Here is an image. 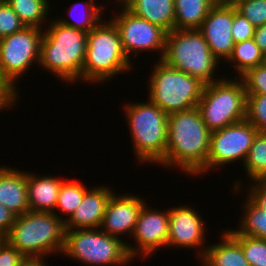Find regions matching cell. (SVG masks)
I'll list each match as a JSON object with an SVG mask.
<instances>
[{"label": "cell", "instance_id": "cell-1", "mask_svg": "<svg viewBox=\"0 0 266 266\" xmlns=\"http://www.w3.org/2000/svg\"><path fill=\"white\" fill-rule=\"evenodd\" d=\"M211 133L197 107L169 114L167 149L159 164L165 168L176 166L188 176L203 175L206 172Z\"/></svg>", "mask_w": 266, "mask_h": 266}, {"label": "cell", "instance_id": "cell-2", "mask_svg": "<svg viewBox=\"0 0 266 266\" xmlns=\"http://www.w3.org/2000/svg\"><path fill=\"white\" fill-rule=\"evenodd\" d=\"M40 44L38 66L62 82L82 80L86 56L87 32L65 26L56 19L47 24Z\"/></svg>", "mask_w": 266, "mask_h": 266}, {"label": "cell", "instance_id": "cell-3", "mask_svg": "<svg viewBox=\"0 0 266 266\" xmlns=\"http://www.w3.org/2000/svg\"><path fill=\"white\" fill-rule=\"evenodd\" d=\"M133 63L126 55L119 32L110 20L100 21L87 32L86 56L82 69V80L87 83H102L117 74L131 71Z\"/></svg>", "mask_w": 266, "mask_h": 266}, {"label": "cell", "instance_id": "cell-4", "mask_svg": "<svg viewBox=\"0 0 266 266\" xmlns=\"http://www.w3.org/2000/svg\"><path fill=\"white\" fill-rule=\"evenodd\" d=\"M149 102H129L123 108L134 154L138 162L159 164L165 157L168 141V114Z\"/></svg>", "mask_w": 266, "mask_h": 266}, {"label": "cell", "instance_id": "cell-5", "mask_svg": "<svg viewBox=\"0 0 266 266\" xmlns=\"http://www.w3.org/2000/svg\"><path fill=\"white\" fill-rule=\"evenodd\" d=\"M65 221L54 213L28 211L16 217L4 238L25 257L62 253Z\"/></svg>", "mask_w": 266, "mask_h": 266}, {"label": "cell", "instance_id": "cell-6", "mask_svg": "<svg viewBox=\"0 0 266 266\" xmlns=\"http://www.w3.org/2000/svg\"><path fill=\"white\" fill-rule=\"evenodd\" d=\"M162 61L204 84L218 81L213 77L220 62L198 29H174L167 33Z\"/></svg>", "mask_w": 266, "mask_h": 266}, {"label": "cell", "instance_id": "cell-7", "mask_svg": "<svg viewBox=\"0 0 266 266\" xmlns=\"http://www.w3.org/2000/svg\"><path fill=\"white\" fill-rule=\"evenodd\" d=\"M149 98L168 115L197 107L204 83L158 60L148 81Z\"/></svg>", "mask_w": 266, "mask_h": 266}, {"label": "cell", "instance_id": "cell-8", "mask_svg": "<svg viewBox=\"0 0 266 266\" xmlns=\"http://www.w3.org/2000/svg\"><path fill=\"white\" fill-rule=\"evenodd\" d=\"M123 241L100 228L66 230L61 254L86 266H125L136 256H130Z\"/></svg>", "mask_w": 266, "mask_h": 266}, {"label": "cell", "instance_id": "cell-9", "mask_svg": "<svg viewBox=\"0 0 266 266\" xmlns=\"http://www.w3.org/2000/svg\"><path fill=\"white\" fill-rule=\"evenodd\" d=\"M224 77L204 85L197 105L211 132L246 119L247 93L244 82L236 76L232 80Z\"/></svg>", "mask_w": 266, "mask_h": 266}, {"label": "cell", "instance_id": "cell-10", "mask_svg": "<svg viewBox=\"0 0 266 266\" xmlns=\"http://www.w3.org/2000/svg\"><path fill=\"white\" fill-rule=\"evenodd\" d=\"M43 31L38 27L25 26L0 39V75L17 92L16 81L30 70L31 65L39 63Z\"/></svg>", "mask_w": 266, "mask_h": 266}, {"label": "cell", "instance_id": "cell-11", "mask_svg": "<svg viewBox=\"0 0 266 266\" xmlns=\"http://www.w3.org/2000/svg\"><path fill=\"white\" fill-rule=\"evenodd\" d=\"M258 132L246 119L213 131L206 160V172L218 166L234 163L236 160L243 161V164Z\"/></svg>", "mask_w": 266, "mask_h": 266}, {"label": "cell", "instance_id": "cell-12", "mask_svg": "<svg viewBox=\"0 0 266 266\" xmlns=\"http://www.w3.org/2000/svg\"><path fill=\"white\" fill-rule=\"evenodd\" d=\"M120 12L112 16L111 21L116 26L123 49L130 59L131 54L138 56L140 52L159 51V60H162L165 52L167 32L160 26L139 18L128 11L123 5H119Z\"/></svg>", "mask_w": 266, "mask_h": 266}, {"label": "cell", "instance_id": "cell-13", "mask_svg": "<svg viewBox=\"0 0 266 266\" xmlns=\"http://www.w3.org/2000/svg\"><path fill=\"white\" fill-rule=\"evenodd\" d=\"M144 204L136 222L133 238L134 245L128 244L130 256L149 257L160 248L167 247L169 236V209L165 211L152 210ZM137 244V247H136ZM137 254L140 256H137ZM142 254V255H141Z\"/></svg>", "mask_w": 266, "mask_h": 266}, {"label": "cell", "instance_id": "cell-14", "mask_svg": "<svg viewBox=\"0 0 266 266\" xmlns=\"http://www.w3.org/2000/svg\"><path fill=\"white\" fill-rule=\"evenodd\" d=\"M200 216L198 210L195 211L189 206L171 207L167 247L197 248L196 253L199 254L196 257L201 260L207 250V246L203 247V242L207 240L205 238L207 227Z\"/></svg>", "mask_w": 266, "mask_h": 266}, {"label": "cell", "instance_id": "cell-15", "mask_svg": "<svg viewBox=\"0 0 266 266\" xmlns=\"http://www.w3.org/2000/svg\"><path fill=\"white\" fill-rule=\"evenodd\" d=\"M232 24L233 7L218 1L198 29L219 62H226L232 54L235 45L231 34Z\"/></svg>", "mask_w": 266, "mask_h": 266}, {"label": "cell", "instance_id": "cell-16", "mask_svg": "<svg viewBox=\"0 0 266 266\" xmlns=\"http://www.w3.org/2000/svg\"><path fill=\"white\" fill-rule=\"evenodd\" d=\"M145 200L133 194H112L100 226L103 232L119 238V235L132 236Z\"/></svg>", "mask_w": 266, "mask_h": 266}, {"label": "cell", "instance_id": "cell-17", "mask_svg": "<svg viewBox=\"0 0 266 266\" xmlns=\"http://www.w3.org/2000/svg\"><path fill=\"white\" fill-rule=\"evenodd\" d=\"M243 204V216L236 230L228 229L231 235H247L266 239V180H253Z\"/></svg>", "mask_w": 266, "mask_h": 266}, {"label": "cell", "instance_id": "cell-18", "mask_svg": "<svg viewBox=\"0 0 266 266\" xmlns=\"http://www.w3.org/2000/svg\"><path fill=\"white\" fill-rule=\"evenodd\" d=\"M99 186L86 191L81 204L65 221L66 230L100 228L109 199L115 192L110 187Z\"/></svg>", "mask_w": 266, "mask_h": 266}, {"label": "cell", "instance_id": "cell-19", "mask_svg": "<svg viewBox=\"0 0 266 266\" xmlns=\"http://www.w3.org/2000/svg\"><path fill=\"white\" fill-rule=\"evenodd\" d=\"M0 204L17 216L30 210L27 195V171L0 167Z\"/></svg>", "mask_w": 266, "mask_h": 266}, {"label": "cell", "instance_id": "cell-20", "mask_svg": "<svg viewBox=\"0 0 266 266\" xmlns=\"http://www.w3.org/2000/svg\"><path fill=\"white\" fill-rule=\"evenodd\" d=\"M64 180L51 175L38 177L27 171V195L30 211L54 213L59 189Z\"/></svg>", "mask_w": 266, "mask_h": 266}, {"label": "cell", "instance_id": "cell-21", "mask_svg": "<svg viewBox=\"0 0 266 266\" xmlns=\"http://www.w3.org/2000/svg\"><path fill=\"white\" fill-rule=\"evenodd\" d=\"M122 5L135 16L160 26L167 33L175 29L174 0H126Z\"/></svg>", "mask_w": 266, "mask_h": 266}, {"label": "cell", "instance_id": "cell-22", "mask_svg": "<svg viewBox=\"0 0 266 266\" xmlns=\"http://www.w3.org/2000/svg\"><path fill=\"white\" fill-rule=\"evenodd\" d=\"M219 243L207 246L203 258L199 261L203 266H250L246 260L240 243L224 230Z\"/></svg>", "mask_w": 266, "mask_h": 266}, {"label": "cell", "instance_id": "cell-23", "mask_svg": "<svg viewBox=\"0 0 266 266\" xmlns=\"http://www.w3.org/2000/svg\"><path fill=\"white\" fill-rule=\"evenodd\" d=\"M218 0H174L175 29H199Z\"/></svg>", "mask_w": 266, "mask_h": 266}, {"label": "cell", "instance_id": "cell-24", "mask_svg": "<svg viewBox=\"0 0 266 266\" xmlns=\"http://www.w3.org/2000/svg\"><path fill=\"white\" fill-rule=\"evenodd\" d=\"M77 6L84 7V9L81 8L83 12H80L82 14H78L79 15V16L77 15L78 17L75 16L77 14L76 12H79L77 11L78 8ZM69 7L71 9L69 10L71 13L68 11V13L70 14L68 16L72 18V21L71 19H68V17L65 19L60 17L56 18V20L65 26L84 30L86 32L91 31L100 21H102L104 14V12L102 11L105 10L101 4L100 6H98L95 0H86V1L81 0L71 4Z\"/></svg>", "mask_w": 266, "mask_h": 266}, {"label": "cell", "instance_id": "cell-25", "mask_svg": "<svg viewBox=\"0 0 266 266\" xmlns=\"http://www.w3.org/2000/svg\"><path fill=\"white\" fill-rule=\"evenodd\" d=\"M229 62L235 68L239 78L248 70L265 63V55L262 53L254 39L238 42L234 45L231 56L225 62Z\"/></svg>", "mask_w": 266, "mask_h": 266}, {"label": "cell", "instance_id": "cell-26", "mask_svg": "<svg viewBox=\"0 0 266 266\" xmlns=\"http://www.w3.org/2000/svg\"><path fill=\"white\" fill-rule=\"evenodd\" d=\"M25 26L42 28L50 11L49 0H5ZM50 5V6H49ZM43 21V22H42ZM44 23V24H43Z\"/></svg>", "mask_w": 266, "mask_h": 266}, {"label": "cell", "instance_id": "cell-27", "mask_svg": "<svg viewBox=\"0 0 266 266\" xmlns=\"http://www.w3.org/2000/svg\"><path fill=\"white\" fill-rule=\"evenodd\" d=\"M83 183H79L76 180L65 179L59 189L58 200L54 211V214L58 216L61 220L66 221L75 212L76 208L81 204L84 198V194L88 190ZM60 211L57 214L56 212ZM63 213V214H62ZM64 213L67 217H63Z\"/></svg>", "mask_w": 266, "mask_h": 266}, {"label": "cell", "instance_id": "cell-28", "mask_svg": "<svg viewBox=\"0 0 266 266\" xmlns=\"http://www.w3.org/2000/svg\"><path fill=\"white\" fill-rule=\"evenodd\" d=\"M250 181L266 180V132H258L242 165Z\"/></svg>", "mask_w": 266, "mask_h": 266}, {"label": "cell", "instance_id": "cell-29", "mask_svg": "<svg viewBox=\"0 0 266 266\" xmlns=\"http://www.w3.org/2000/svg\"><path fill=\"white\" fill-rule=\"evenodd\" d=\"M241 245L250 266H266V239L232 235Z\"/></svg>", "mask_w": 266, "mask_h": 266}, {"label": "cell", "instance_id": "cell-30", "mask_svg": "<svg viewBox=\"0 0 266 266\" xmlns=\"http://www.w3.org/2000/svg\"><path fill=\"white\" fill-rule=\"evenodd\" d=\"M246 120L259 132H266V94L247 95Z\"/></svg>", "mask_w": 266, "mask_h": 266}, {"label": "cell", "instance_id": "cell-31", "mask_svg": "<svg viewBox=\"0 0 266 266\" xmlns=\"http://www.w3.org/2000/svg\"><path fill=\"white\" fill-rule=\"evenodd\" d=\"M254 27L266 24V0H247L235 6Z\"/></svg>", "mask_w": 266, "mask_h": 266}, {"label": "cell", "instance_id": "cell-32", "mask_svg": "<svg viewBox=\"0 0 266 266\" xmlns=\"http://www.w3.org/2000/svg\"><path fill=\"white\" fill-rule=\"evenodd\" d=\"M247 95L266 94V63L248 70L240 77Z\"/></svg>", "mask_w": 266, "mask_h": 266}, {"label": "cell", "instance_id": "cell-33", "mask_svg": "<svg viewBox=\"0 0 266 266\" xmlns=\"http://www.w3.org/2000/svg\"><path fill=\"white\" fill-rule=\"evenodd\" d=\"M24 27V23L12 7L5 0H0V39L20 31Z\"/></svg>", "mask_w": 266, "mask_h": 266}, {"label": "cell", "instance_id": "cell-34", "mask_svg": "<svg viewBox=\"0 0 266 266\" xmlns=\"http://www.w3.org/2000/svg\"><path fill=\"white\" fill-rule=\"evenodd\" d=\"M255 28L243 15L233 7L232 38L234 43L250 40L253 38Z\"/></svg>", "mask_w": 266, "mask_h": 266}, {"label": "cell", "instance_id": "cell-35", "mask_svg": "<svg viewBox=\"0 0 266 266\" xmlns=\"http://www.w3.org/2000/svg\"><path fill=\"white\" fill-rule=\"evenodd\" d=\"M25 256L5 239L0 240V266H19Z\"/></svg>", "mask_w": 266, "mask_h": 266}, {"label": "cell", "instance_id": "cell-36", "mask_svg": "<svg viewBox=\"0 0 266 266\" xmlns=\"http://www.w3.org/2000/svg\"><path fill=\"white\" fill-rule=\"evenodd\" d=\"M19 93L0 75V112L15 106Z\"/></svg>", "mask_w": 266, "mask_h": 266}, {"label": "cell", "instance_id": "cell-37", "mask_svg": "<svg viewBox=\"0 0 266 266\" xmlns=\"http://www.w3.org/2000/svg\"><path fill=\"white\" fill-rule=\"evenodd\" d=\"M17 215L0 204V238L4 239L15 222Z\"/></svg>", "mask_w": 266, "mask_h": 266}, {"label": "cell", "instance_id": "cell-38", "mask_svg": "<svg viewBox=\"0 0 266 266\" xmlns=\"http://www.w3.org/2000/svg\"><path fill=\"white\" fill-rule=\"evenodd\" d=\"M253 39L266 57V24L255 28Z\"/></svg>", "mask_w": 266, "mask_h": 266}, {"label": "cell", "instance_id": "cell-39", "mask_svg": "<svg viewBox=\"0 0 266 266\" xmlns=\"http://www.w3.org/2000/svg\"><path fill=\"white\" fill-rule=\"evenodd\" d=\"M47 265L48 264L45 263V259H43V256L24 257L19 263V266H47Z\"/></svg>", "mask_w": 266, "mask_h": 266}, {"label": "cell", "instance_id": "cell-40", "mask_svg": "<svg viewBox=\"0 0 266 266\" xmlns=\"http://www.w3.org/2000/svg\"><path fill=\"white\" fill-rule=\"evenodd\" d=\"M218 1L224 5L235 7L239 3L247 1V0H218Z\"/></svg>", "mask_w": 266, "mask_h": 266}, {"label": "cell", "instance_id": "cell-41", "mask_svg": "<svg viewBox=\"0 0 266 266\" xmlns=\"http://www.w3.org/2000/svg\"><path fill=\"white\" fill-rule=\"evenodd\" d=\"M117 4L119 5V3H121V5L126 1V0H116Z\"/></svg>", "mask_w": 266, "mask_h": 266}]
</instances>
